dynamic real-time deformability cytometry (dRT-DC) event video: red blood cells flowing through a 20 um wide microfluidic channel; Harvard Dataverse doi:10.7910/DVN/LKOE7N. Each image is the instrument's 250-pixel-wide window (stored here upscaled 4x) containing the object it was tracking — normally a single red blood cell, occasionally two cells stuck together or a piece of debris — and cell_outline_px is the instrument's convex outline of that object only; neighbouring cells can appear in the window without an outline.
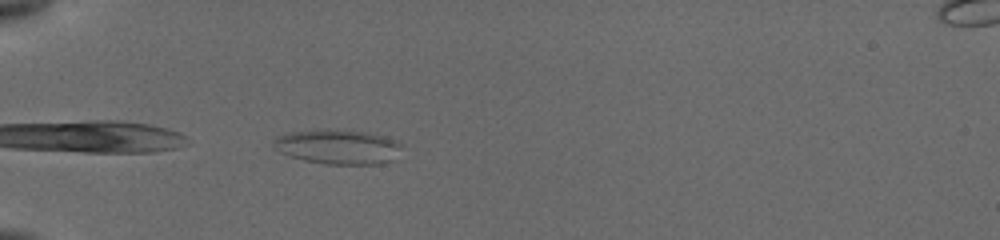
{"species": "common noctule bat (a hibernating species)", "species_latin": "Nyctalus noctula", "temperature_condition": "cold", "stored_images_in_passage": 19, "camera_frame_rate_fps": 3000, "um_per_image_px": 0.085, "animal": {"sex": "female", "body_mass_g": 19.5, "forearm_length_mm": 54.1}, "frame": {"image": 1, "passage_image": 14, "time_ms": 4.667, "image_size_px": [1000, 240], "cell_outline_px": [[404, 144], [392, 160], [380, 164], [328, 164], [304, 160], [280, 152], [272, 148], [272, 140], [276, 136], [288, 132], [316, 128], [328, 128], [364, 132], [384, 136], [396, 140]], "centroid_in_image_um": [28.67, 12.45], "position_along_channel_um": 56.3, "area_um2": 26.3}}
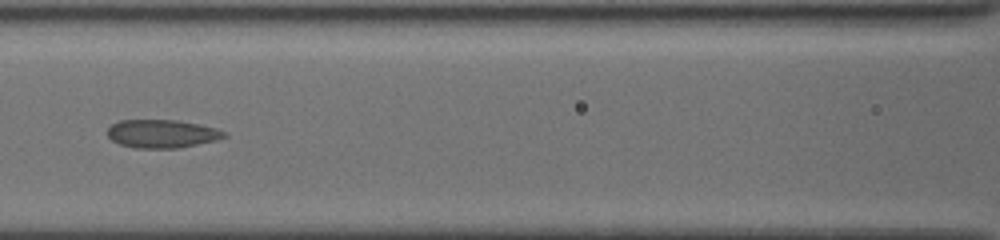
{"frame": {"image": 2, "passage_image": 18, "time_ms": 7.667, "image_size_px": [1000, 240], "cell_outline_px": [[228, 136], [216, 140], [180, 148], [136, 148], [120, 144], [112, 140], [108, 136], [108, 128], [112, 124], [120, 120], [176, 120], [216, 128], [224, 132]], "centroid_in_image_um": [13.76, 11.37], "position_along_channel_um": 152.8, "area_um2": 19.07}}